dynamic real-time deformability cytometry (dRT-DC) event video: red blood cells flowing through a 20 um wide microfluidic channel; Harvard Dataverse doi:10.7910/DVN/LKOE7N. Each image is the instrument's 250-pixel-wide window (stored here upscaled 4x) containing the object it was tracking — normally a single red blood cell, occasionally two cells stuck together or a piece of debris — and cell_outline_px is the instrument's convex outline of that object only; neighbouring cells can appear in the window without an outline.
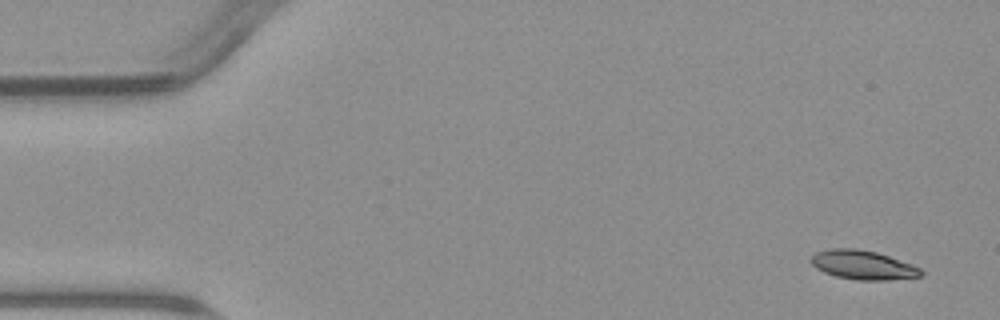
{"species": "common noctule bat (a hibernating species)", "species_latin": "Nyctalus noctula", "temperature_condition": "warm", "stored_images_in_passage": 4, "camera_frame_rate_fps": 3000, "um_per_image_px": 0.085, "animal": {"sex": "male", "body_mass_g": 23.1, "forearm_length_mm": 52.7}, "frame": {"image": 1, "passage_image": 1, "time_ms": 0.0, "image_size_px": [1000, 320], "cell_outline_px": [[924, 272], [920, 276], [888, 280], [856, 280], [836, 276], [824, 272], [816, 268], [808, 260], [816, 252], [832, 248], [856, 248], [876, 252], [912, 264], [920, 268]], "centroid_in_image_um": [73.33, 22.52], "position_along_channel_um": 11.7, "area_um2": 18.61}}
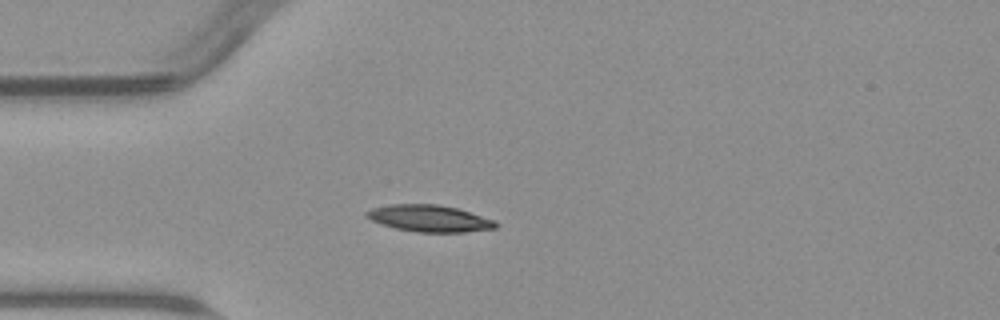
{"frame": {"image": 2, "passage_image": 4, "time_ms": 4.0, "image_size_px": [1000, 320], "cell_outline_px": [[500, 224], [496, 228], [464, 232], [416, 232], [396, 228], [372, 220], [364, 216], [364, 212], [372, 208], [388, 204], [436, 204], [456, 208], [496, 220]], "centroid_in_image_um": [36.51, 18.56], "position_along_channel_um": 48.5, "area_um2": 20.11}}